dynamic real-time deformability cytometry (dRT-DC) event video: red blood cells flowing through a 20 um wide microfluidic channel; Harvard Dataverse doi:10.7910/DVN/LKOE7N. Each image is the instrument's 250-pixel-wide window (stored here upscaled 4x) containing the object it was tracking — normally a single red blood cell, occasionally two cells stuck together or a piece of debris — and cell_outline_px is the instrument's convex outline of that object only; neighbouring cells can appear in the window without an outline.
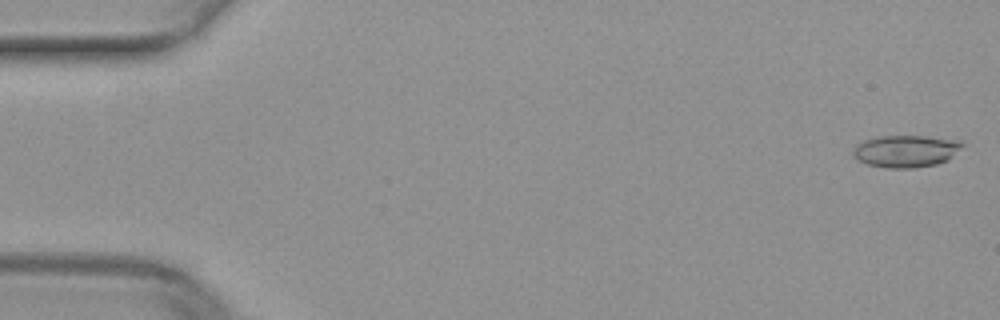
{"species": "common noctule bat (a hibernating species)", "species_latin": "Nyctalus noctula", "temperature_condition": "warm", "stored_images_in_passage": 51, "camera_frame_rate_fps": 3000, "um_per_image_px": 0.085, "animal": {"sex": "female", "body_mass_g": 29.2, "forearm_length_mm": 56.3}, "frame": {"image": 1, "passage_image": 1, "time_ms": 0.0, "image_size_px": [1000, 320], "cell_outline_px": [[964, 144], [948, 160], [936, 164], [916, 168], [888, 168], [868, 164], [856, 160], [852, 156], [852, 152], [856, 144], [864, 140], [876, 136], [924, 136], [960, 140]], "centroid_in_image_um": [76.96, 12.84], "position_along_channel_um": 8.0, "area_um2": 20.58}}
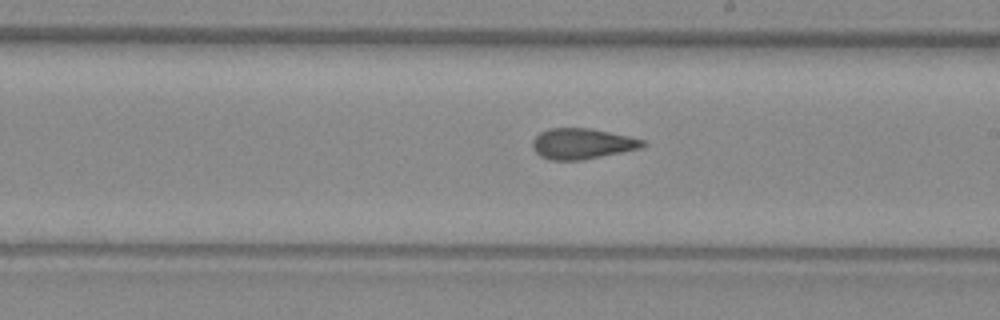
{"frame": {"image": 2, "passage_image": 29, "time_ms": 9.333, "image_size_px": [1000, 320], "cell_outline_px": [[648, 144], [640, 148], [580, 160], [548, 160], [540, 156], [532, 148], [532, 140], [540, 132], [548, 128], [592, 128], [628, 136], [644, 140]], "centroid_in_image_um": [49.44, 12.2], "position_along_channel_um": 239.6, "area_um2": 19.65}}
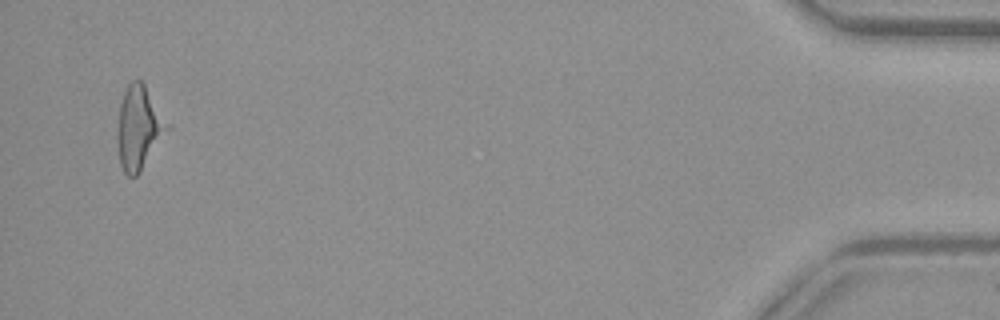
{"frame": {"image": 3, "passage_image": 49, "time_ms": 16.0, "image_size_px": [1000, 320], "cell_outline_px": [[172, 128], [140, 172], [136, 176], [128, 176], [124, 172], [120, 164], [116, 140], [116, 132], [120, 104], [124, 92], [128, 84], [132, 80], [140, 80], [144, 84]], "centroid_in_image_um": [11.81, 10.89], "position_along_channel_um": 423.4, "area_um2": 24.57}}